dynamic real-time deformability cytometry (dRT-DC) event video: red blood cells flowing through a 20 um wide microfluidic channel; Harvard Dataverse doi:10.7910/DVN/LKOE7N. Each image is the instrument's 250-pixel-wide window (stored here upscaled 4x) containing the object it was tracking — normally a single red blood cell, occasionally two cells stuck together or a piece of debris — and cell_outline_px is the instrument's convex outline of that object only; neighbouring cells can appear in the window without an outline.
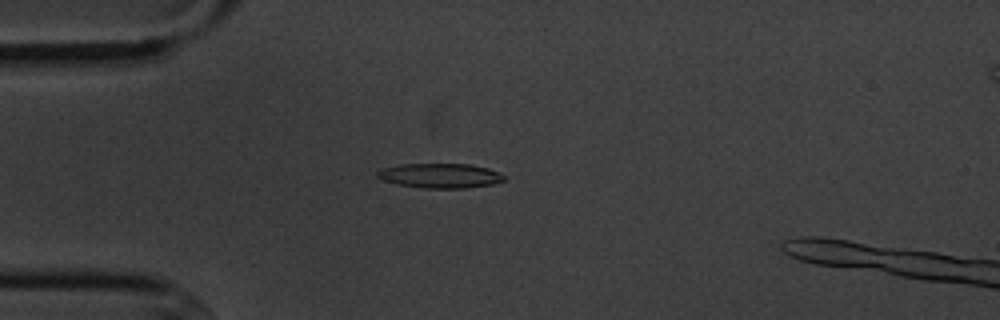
{"species": "common noctule bat (a hibernating species)", "species_latin": "Nyctalus noctula", "temperature_condition": "cold", "stored_images_in_passage": 3, "camera_frame_rate_fps": 3000, "um_per_image_px": 0.085, "animal": {"sex": "male", "body_mass_g": 20.1, "forearm_length_mm": 53.5}, "frame": {"image": 1, "passage_image": 2, "time_ms": 1.0, "image_size_px": [1000, 320], "cell_outline_px": [[504, 180], [492, 184], [464, 188], [424, 188], [396, 184], [384, 180], [376, 176], [376, 172], [384, 168], [400, 164], [472, 164], [488, 168], [504, 176]], "centroid_in_image_um": [37.39, 14.93], "position_along_channel_um": 47.6, "area_um2": 18.03}}